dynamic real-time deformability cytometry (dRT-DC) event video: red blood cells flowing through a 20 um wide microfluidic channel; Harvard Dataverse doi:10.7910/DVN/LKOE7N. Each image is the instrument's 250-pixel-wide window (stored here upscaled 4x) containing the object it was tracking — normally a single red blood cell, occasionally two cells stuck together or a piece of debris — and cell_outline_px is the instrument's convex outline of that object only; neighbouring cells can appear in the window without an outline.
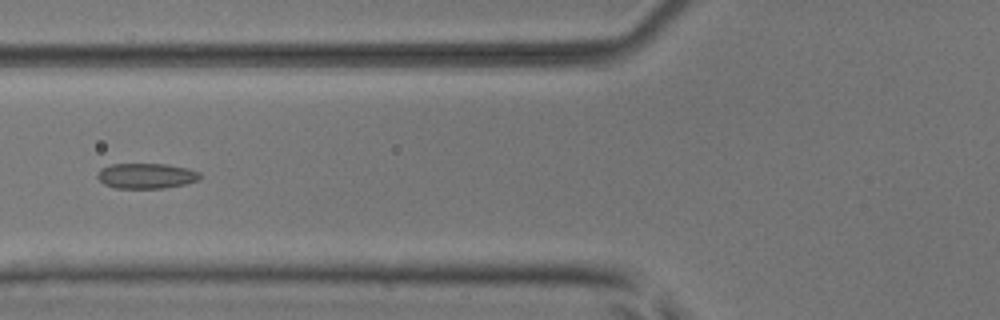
{"species": "common noctule bat (a hibernating species)", "species_latin": "Nyctalus noctula", "temperature_condition": "room temperature", "stored_images_in_passage": 3, "camera_frame_rate_fps": 3000, "um_per_image_px": 0.085, "animal": {"sex": "male", "body_mass_g": 17.9, "forearm_length_mm": 54.2}, "frame": {"image": 1, "passage_image": 2, "time_ms": 0.333, "image_size_px": [1000, 320], "cell_outline_px": [[200, 180], [184, 184], [164, 188], [116, 188], [104, 184], [96, 176], [100, 168], [112, 164], [168, 164], [188, 168], [200, 172]], "centroid_in_image_um": [12.44, 14.94], "position_along_channel_um": 113.4, "area_um2": 15.2}}
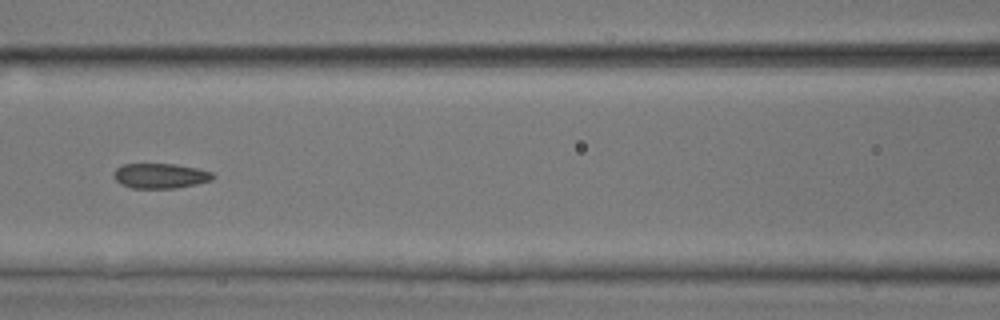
{"frame": {"image": 2, "passage_image": 3, "time_ms": 0.667, "image_size_px": [1000, 320], "cell_outline_px": [[216, 176], [212, 180], [196, 184], [176, 188], [132, 188], [120, 184], [112, 176], [112, 172], [116, 168], [124, 164], [176, 164], [196, 168], [212, 172]], "centroid_in_image_um": [13.61, 14.94], "position_along_channel_um": 153.0, "area_um2": 14.57}}